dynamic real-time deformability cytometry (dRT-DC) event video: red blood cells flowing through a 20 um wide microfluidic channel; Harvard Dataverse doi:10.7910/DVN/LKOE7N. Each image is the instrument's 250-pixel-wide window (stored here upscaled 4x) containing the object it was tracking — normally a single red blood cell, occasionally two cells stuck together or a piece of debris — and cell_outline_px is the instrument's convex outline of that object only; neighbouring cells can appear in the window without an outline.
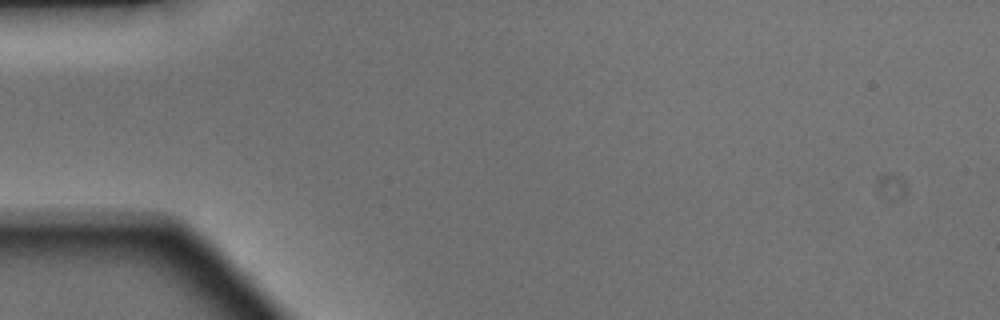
{"species": "Egyptian fruit bat (a non-hibernating species)", "species_latin": "Rousettus aegyptiacus", "temperature_condition": "warm", "stored_images_in_passage": 2, "camera_frame_rate_fps": 3000, "um_per_image_px": 0.085, "animal": {"sex": "male"}, "frame": {"image": 1, "passage_image": 1, "time_ms": 0.0, "image_size_px": [1000, 320], "cell_outline_px": [[240, 284], [236, 284], [92, 228], [96, 224], [164, 224], [180, 228], [196, 236], [228, 268]], "centroid_in_image_um": [14.53, 20.89], "position_along_channel_um": 70.5, "area_um2": 22.83}}